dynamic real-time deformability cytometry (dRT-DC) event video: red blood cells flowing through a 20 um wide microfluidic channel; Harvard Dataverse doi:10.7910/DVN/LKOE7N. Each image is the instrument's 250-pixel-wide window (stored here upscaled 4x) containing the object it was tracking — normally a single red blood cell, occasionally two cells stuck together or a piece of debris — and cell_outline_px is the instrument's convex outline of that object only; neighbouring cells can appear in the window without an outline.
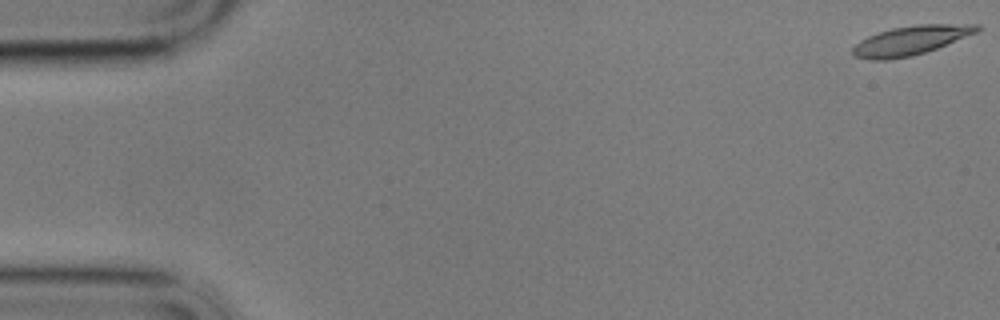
{"species": "common noctule bat (a hibernating species)", "species_latin": "Nyctalus noctula", "temperature_condition": "cold", "stored_images_in_passage": 59, "camera_frame_rate_fps": 3000, "um_per_image_px": 0.085, "animal": {"sex": "male", "body_mass_g": 17.9}, "frame": {"image": 1, "passage_image": 1, "time_ms": 0.0, "image_size_px": [1000, 320], "cell_outline_px": [[984, 28], [980, 32], [936, 48], [912, 56], [888, 60], [868, 60], [852, 56], [852, 48], [860, 40], [868, 36], [892, 28], [916, 24], [980, 24]], "centroid_in_image_um": [77.45, 3.43], "position_along_channel_um": 7.6, "area_um2": 21.39}}
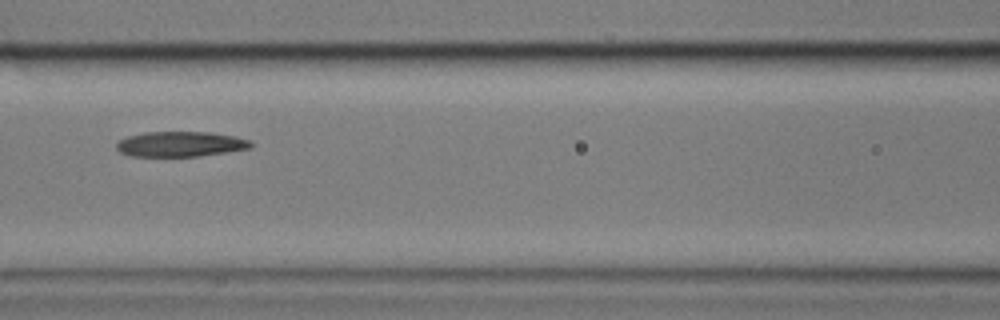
{"frame": {"image": 2, "passage_image": 26, "time_ms": 8.333, "image_size_px": [1000, 320], "cell_outline_px": [[252, 148], [200, 156], [132, 156], [120, 152], [116, 148], [116, 144], [120, 140], [128, 136], [144, 132], [208, 132], [236, 136], [252, 140]], "centroid_in_image_um": [15.37, 12.24], "position_along_channel_um": 151.2, "area_um2": 19.77}}
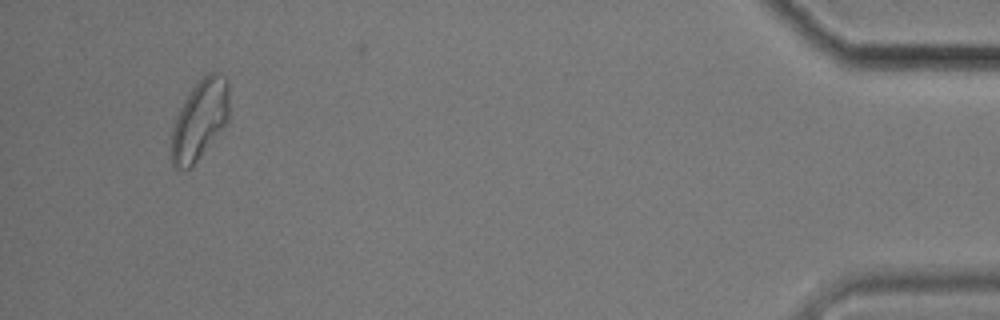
{"frame": {"image": 3, "passage_image": 56, "time_ms": 18.333, "image_size_px": [1000, 320], "cell_outline_px": [[228, 120], [196, 160], [188, 168], [176, 168], [172, 164], [172, 128], [176, 116], [188, 92], [208, 72], [216, 72], [228, 76]], "centroid_in_image_um": [16.98, 10.1], "position_along_channel_um": 418.2, "area_um2": 26.24}, "authors_computed_cell_mechanics": {"area_um2": 21.1548, "velocity_mm_per_s": 3.3931, "shape_relaxation_time_tau1_ms": 7.8329, "shape_relaxation_time_tau2_ms": 5.1762, "deformation_change_tau1": 0.1957, "deformation_change_tau2": 0.1376}}